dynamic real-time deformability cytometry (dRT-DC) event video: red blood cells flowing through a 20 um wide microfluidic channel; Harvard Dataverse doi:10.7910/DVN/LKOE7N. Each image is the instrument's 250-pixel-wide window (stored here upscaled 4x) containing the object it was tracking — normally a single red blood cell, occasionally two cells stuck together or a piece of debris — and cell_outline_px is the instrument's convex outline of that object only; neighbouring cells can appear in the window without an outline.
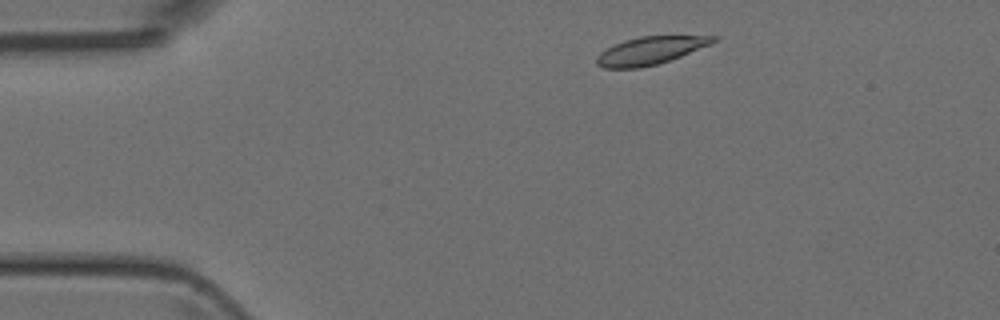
{"species": "Egyptian fruit bat (a non-hibernating species)", "species_latin": "Rousettus aegyptiacus", "temperature_condition": "room temperature", "stored_images_in_passage": 4, "camera_frame_rate_fps": 3000, "um_per_image_px": 0.085, "animal": {"sex": "female"}, "frame": {"image": 1, "passage_image": 1, "time_ms": 0.0, "image_size_px": [1000, 320], "cell_outline_px": [[720, 36], [712, 44], [680, 56], [656, 64], [640, 68], [604, 68], [596, 64], [596, 56], [600, 52], [624, 40], [640, 36]], "centroid_in_image_um": [55.27, 4.3], "position_along_channel_um": 29.7, "area_um2": 18.67}}
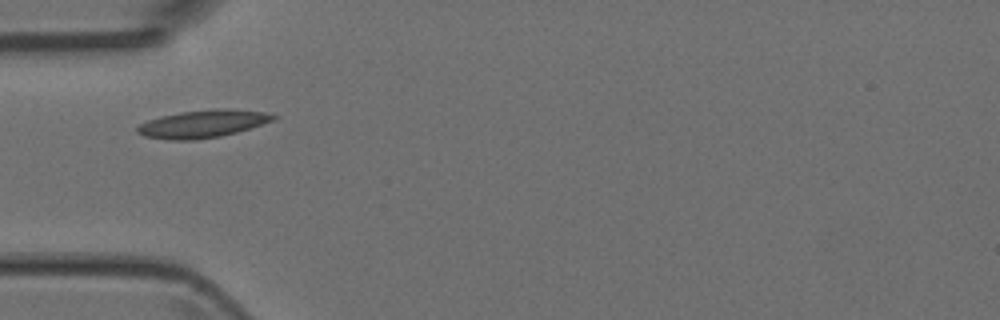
{"frame": {"image": 2, "passage_image": 3, "time_ms": 2.333, "image_size_px": [1000, 320], "cell_outline_px": [[280, 116], [272, 120], [236, 132], [220, 136], [196, 140], [168, 140], [144, 136], [136, 132], [136, 128], [140, 124], [148, 120], [160, 116], [180, 112], [212, 108], [224, 108], [264, 112]], "centroid_in_image_um": [17.18, 10.52], "position_along_channel_um": 67.8, "area_um2": 21.85}}
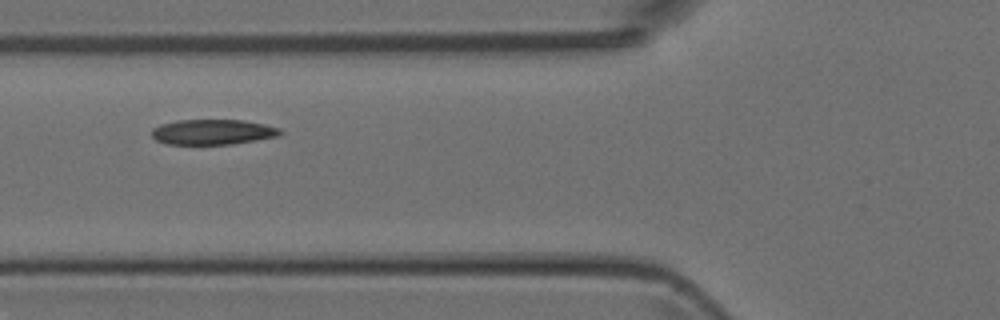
{"frame": {"image": 3, "passage_image": 4, "time_ms": 3.333, "image_size_px": [1000, 320], "cell_outline_px": [[284, 132], [280, 136], [232, 144], [164, 144], [156, 140], [152, 136], [152, 128], [160, 124], [176, 120], [244, 120], [264, 124], [280, 128]], "centroid_in_image_um": [18.09, 11.22], "position_along_channel_um": 107.7, "area_um2": 19.07}}